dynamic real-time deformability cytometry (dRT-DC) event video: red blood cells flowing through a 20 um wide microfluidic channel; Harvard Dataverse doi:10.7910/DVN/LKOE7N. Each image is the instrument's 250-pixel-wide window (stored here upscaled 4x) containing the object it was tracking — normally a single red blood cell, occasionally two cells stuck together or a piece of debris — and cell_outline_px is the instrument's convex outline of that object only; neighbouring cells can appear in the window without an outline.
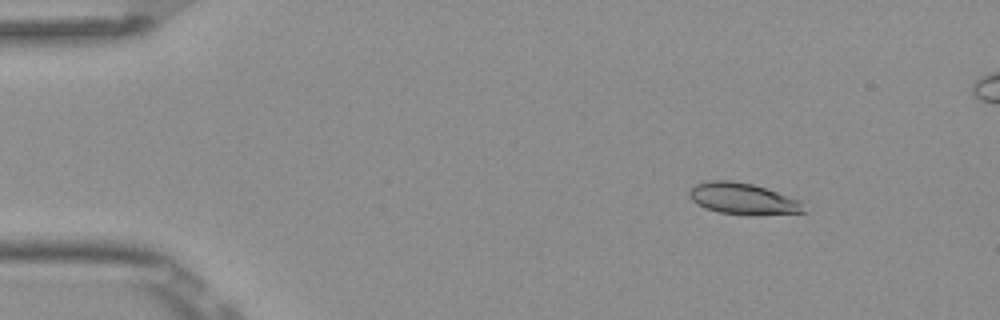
{"species": "Egyptian fruit bat (a non-hibernating species)", "species_latin": "Rousettus aegyptiacus", "temperature_condition": "room temperature", "stored_images_in_passage": 10, "camera_frame_rate_fps": 3000, "um_per_image_px": 0.085, "frame": {"image": 1, "passage_image": 2, "time_ms": 0.333, "image_size_px": [1000, 320], "cell_outline_px": [[808, 212], [760, 216], [748, 216], [720, 212], [704, 208], [696, 204], [692, 200], [688, 192], [696, 184], [708, 180], [732, 180], [752, 184], [800, 200]], "centroid_in_image_um": [63.17, 16.92], "position_along_channel_um": 21.8, "area_um2": 21.27}}
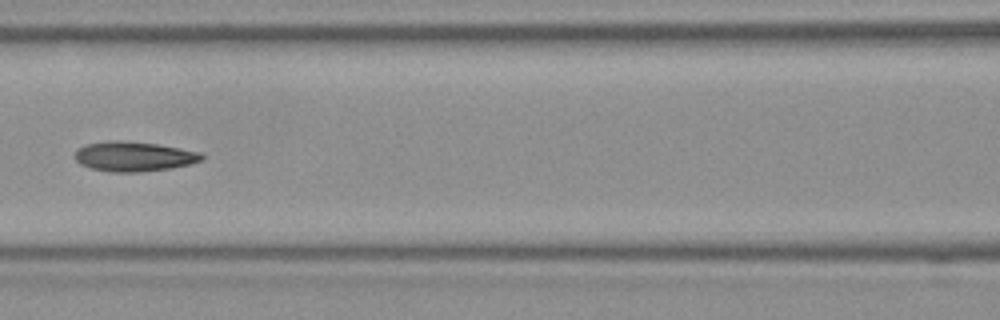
{"frame": {"image": 2, "passage_image": 6, "time_ms": 1.667, "image_size_px": [1000, 320], "cell_outline_px": [[204, 160], [172, 168], [140, 172], [112, 172], [92, 168], [80, 164], [72, 156], [80, 148], [88, 144], [112, 140], [120, 140], [156, 144], [180, 148], [200, 152], [204, 156]], "centroid_in_image_um": [11.39, 13.3], "position_along_channel_um": 155.2, "area_um2": 21.91}}
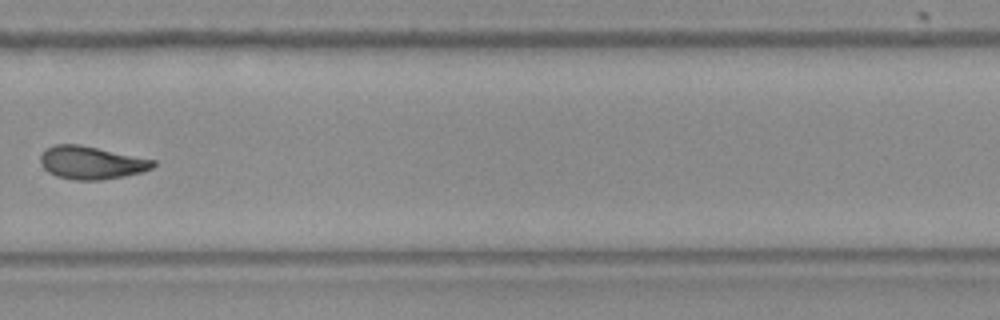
{"frame": {"image": 3, "passage_image": 10, "time_ms": 3.0, "image_size_px": [1000, 320], "cell_outline_px": [[156, 164], [152, 168], [144, 172], [124, 176], [100, 180], [72, 180], [56, 176], [48, 172], [40, 164], [40, 156], [44, 148], [56, 144], [80, 144], [156, 160]], "centroid_in_image_um": [7.75, 13.82], "position_along_channel_um": 322.1, "area_um2": 21.91}}